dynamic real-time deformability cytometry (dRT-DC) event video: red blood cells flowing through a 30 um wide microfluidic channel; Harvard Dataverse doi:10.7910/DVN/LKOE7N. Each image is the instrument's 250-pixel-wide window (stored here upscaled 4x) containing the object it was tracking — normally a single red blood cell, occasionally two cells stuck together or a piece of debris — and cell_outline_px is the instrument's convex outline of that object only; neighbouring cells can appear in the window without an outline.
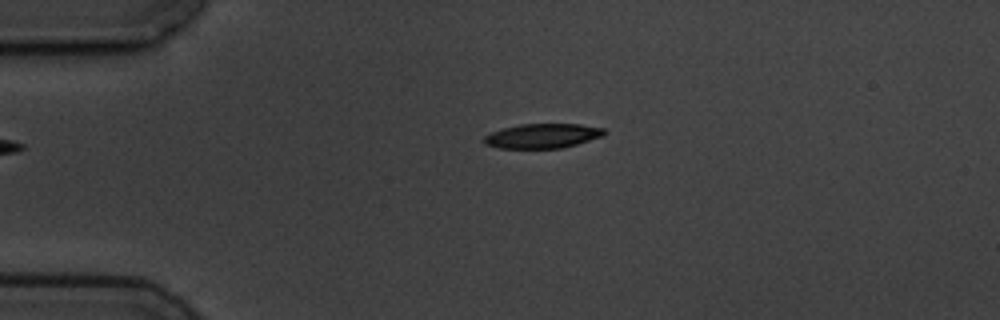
{"species": "common noctule bat (a hibernating species)", "species_latin": "Nyctalus noctula", "temperature_condition": "cold", "stored_images_in_passage": 3, "camera_frame_rate_fps": 3000, "um_per_image_px": 0.085, "animal": {"sex": "male", "body_mass_g": 19.5, "forearm_length_mm": 54.6}, "frame": {"image": 1, "passage_image": 3, "time_ms": 2.333, "image_size_px": [1000, 320], "cell_outline_px": [[608, 132], [604, 136], [564, 148], [500, 148], [484, 144], [484, 136], [492, 132], [504, 128], [520, 124], [580, 124], [604, 128]], "centroid_in_image_um": [46.17, 11.55], "position_along_channel_um": 38.8, "area_um2": 17.28}}